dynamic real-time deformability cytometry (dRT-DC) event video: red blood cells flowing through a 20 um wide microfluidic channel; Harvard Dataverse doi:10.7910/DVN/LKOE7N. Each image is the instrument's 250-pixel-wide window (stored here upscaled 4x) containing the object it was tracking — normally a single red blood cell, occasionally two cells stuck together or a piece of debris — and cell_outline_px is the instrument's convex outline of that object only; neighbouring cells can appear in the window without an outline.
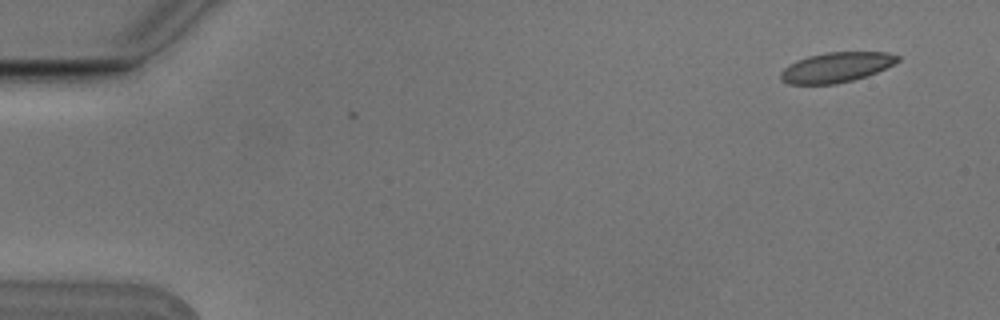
{"species": "Egyptian fruit bat (a non-hibernating species)", "species_latin": "Rousettus aegyptiacus", "temperature_condition": "cold", "stored_images_in_passage": 3, "camera_frame_rate_fps": 3000, "um_per_image_px": 0.085, "animal": {"sex": "male"}, "frame": {"image": 1, "passage_image": 3, "time_ms": 0.667, "image_size_px": [1000, 320], "cell_outline_px": [[900, 60], [876, 72], [852, 80], [836, 84], [788, 84], [780, 80], [780, 72], [788, 64], [796, 60], [808, 56], [828, 52], [888, 52], [900, 56]], "centroid_in_image_um": [71.04, 5.72], "position_along_channel_um": 14.0, "area_um2": 20.4}}